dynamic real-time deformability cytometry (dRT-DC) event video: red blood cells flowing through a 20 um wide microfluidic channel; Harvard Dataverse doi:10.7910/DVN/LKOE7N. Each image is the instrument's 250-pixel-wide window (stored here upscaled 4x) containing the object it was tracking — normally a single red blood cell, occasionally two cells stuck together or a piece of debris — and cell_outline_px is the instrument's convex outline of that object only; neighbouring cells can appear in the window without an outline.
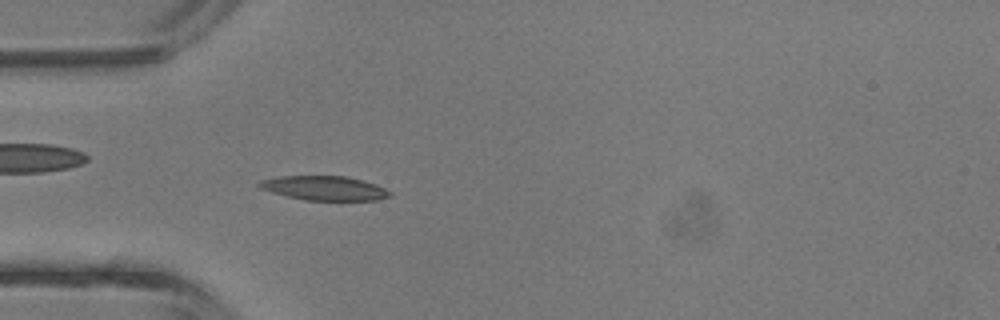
{"species": "common noctule bat (a hibernating species)", "species_latin": "Nyctalus noctula", "temperature_condition": "room temperature", "stored_images_in_passage": 41, "camera_frame_rate_fps": 3000, "um_per_image_px": 0.085, "animal": {"sex": "male", "body_mass_g": 13.3}, "frame": {"image": 1, "passage_image": 12, "time_ms": 3.667, "image_size_px": [1000, 320], "cell_outline_px": [[392, 196], [376, 200], [304, 200], [272, 192], [260, 188], [256, 184], [260, 180], [280, 176], [348, 176], [364, 180], [376, 184], [392, 192]], "centroid_in_image_um": [27.6, 15.98], "position_along_channel_um": 57.4, "area_um2": 18.55}}
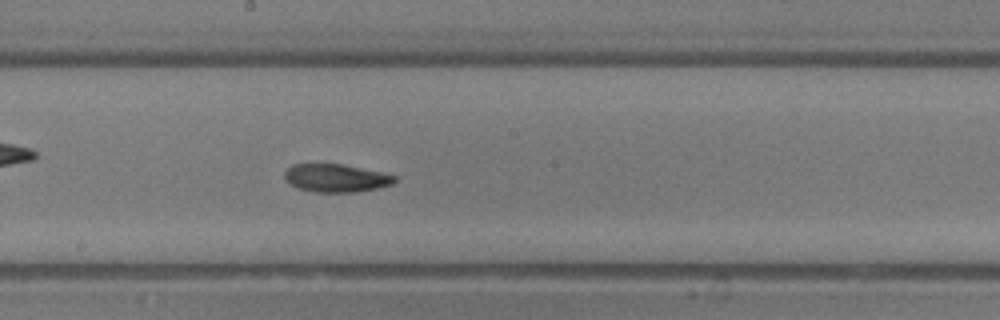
{"frame": {"image": 2, "passage_image": 22, "time_ms": 7.0, "image_size_px": [1000, 320], "cell_outline_px": [[396, 180], [392, 184], [380, 188], [356, 192], [316, 192], [296, 188], [288, 184], [284, 176], [284, 172], [292, 164], [344, 164], [380, 172], [396, 176]], "centroid_in_image_um": [28.54, 15.14], "position_along_channel_um": 219.7, "area_um2": 18.09}}
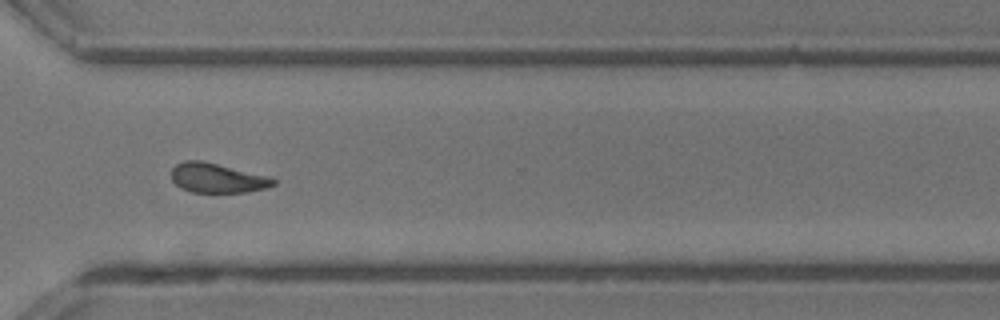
{"frame": {"image": 3, "passage_image": 30, "time_ms": 9.667, "image_size_px": [1000, 320], "cell_outline_px": [[276, 184], [264, 188], [244, 192], [192, 192], [180, 188], [172, 180], [172, 168], [176, 164], [184, 160], [200, 160], [268, 176], [276, 180]], "centroid_in_image_um": [18.43, 15.13], "position_along_channel_um": 352.2, "area_um2": 17.34}, "authors_computed_cell_mechanics": {"area_um2": 18.0914, "velocity_mm_per_s": 4.9752, "shape_relaxation_time_tau1_ms": 3.8254, "shape_relaxation_time_tau2_ms": 10.8858, "deformation_change_tau1": 0.1468, "deformation_change_tau2": 0.2628}}